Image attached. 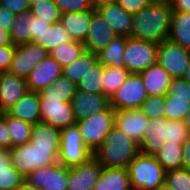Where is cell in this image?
<instances>
[{"instance_id": "obj_1", "label": "cell", "mask_w": 190, "mask_h": 190, "mask_svg": "<svg viewBox=\"0 0 190 190\" xmlns=\"http://www.w3.org/2000/svg\"><path fill=\"white\" fill-rule=\"evenodd\" d=\"M172 14L169 0H155L133 14L131 37L156 44L165 41L169 36Z\"/></svg>"}, {"instance_id": "obj_2", "label": "cell", "mask_w": 190, "mask_h": 190, "mask_svg": "<svg viewBox=\"0 0 190 190\" xmlns=\"http://www.w3.org/2000/svg\"><path fill=\"white\" fill-rule=\"evenodd\" d=\"M138 154V143L114 126L93 156L102 168H127Z\"/></svg>"}, {"instance_id": "obj_3", "label": "cell", "mask_w": 190, "mask_h": 190, "mask_svg": "<svg viewBox=\"0 0 190 190\" xmlns=\"http://www.w3.org/2000/svg\"><path fill=\"white\" fill-rule=\"evenodd\" d=\"M132 190H157L165 183V170L152 155L139 153L127 166Z\"/></svg>"}, {"instance_id": "obj_4", "label": "cell", "mask_w": 190, "mask_h": 190, "mask_svg": "<svg viewBox=\"0 0 190 190\" xmlns=\"http://www.w3.org/2000/svg\"><path fill=\"white\" fill-rule=\"evenodd\" d=\"M85 145L93 153L102 146L115 124V110L109 105L105 110L75 122Z\"/></svg>"}, {"instance_id": "obj_5", "label": "cell", "mask_w": 190, "mask_h": 190, "mask_svg": "<svg viewBox=\"0 0 190 190\" xmlns=\"http://www.w3.org/2000/svg\"><path fill=\"white\" fill-rule=\"evenodd\" d=\"M41 121L63 129L75 124L71 99L73 95L39 94Z\"/></svg>"}, {"instance_id": "obj_6", "label": "cell", "mask_w": 190, "mask_h": 190, "mask_svg": "<svg viewBox=\"0 0 190 190\" xmlns=\"http://www.w3.org/2000/svg\"><path fill=\"white\" fill-rule=\"evenodd\" d=\"M93 152L85 145L76 124L60 129L58 162L72 168L86 162Z\"/></svg>"}, {"instance_id": "obj_7", "label": "cell", "mask_w": 190, "mask_h": 190, "mask_svg": "<svg viewBox=\"0 0 190 190\" xmlns=\"http://www.w3.org/2000/svg\"><path fill=\"white\" fill-rule=\"evenodd\" d=\"M158 44L126 37L123 53L124 68L130 73H140L157 63Z\"/></svg>"}, {"instance_id": "obj_8", "label": "cell", "mask_w": 190, "mask_h": 190, "mask_svg": "<svg viewBox=\"0 0 190 190\" xmlns=\"http://www.w3.org/2000/svg\"><path fill=\"white\" fill-rule=\"evenodd\" d=\"M157 63L173 78H182L190 63V50L169 39L158 44Z\"/></svg>"}, {"instance_id": "obj_9", "label": "cell", "mask_w": 190, "mask_h": 190, "mask_svg": "<svg viewBox=\"0 0 190 190\" xmlns=\"http://www.w3.org/2000/svg\"><path fill=\"white\" fill-rule=\"evenodd\" d=\"M68 167L59 162L40 167L25 177V184L39 190H67Z\"/></svg>"}, {"instance_id": "obj_10", "label": "cell", "mask_w": 190, "mask_h": 190, "mask_svg": "<svg viewBox=\"0 0 190 190\" xmlns=\"http://www.w3.org/2000/svg\"><path fill=\"white\" fill-rule=\"evenodd\" d=\"M148 97L139 73H130L125 83L110 98L114 110L140 108Z\"/></svg>"}, {"instance_id": "obj_11", "label": "cell", "mask_w": 190, "mask_h": 190, "mask_svg": "<svg viewBox=\"0 0 190 190\" xmlns=\"http://www.w3.org/2000/svg\"><path fill=\"white\" fill-rule=\"evenodd\" d=\"M47 56H49L48 51L34 43L15 45V52L8 72L26 79Z\"/></svg>"}, {"instance_id": "obj_12", "label": "cell", "mask_w": 190, "mask_h": 190, "mask_svg": "<svg viewBox=\"0 0 190 190\" xmlns=\"http://www.w3.org/2000/svg\"><path fill=\"white\" fill-rule=\"evenodd\" d=\"M102 171L94 156L78 166L68 168L67 190H93Z\"/></svg>"}, {"instance_id": "obj_13", "label": "cell", "mask_w": 190, "mask_h": 190, "mask_svg": "<svg viewBox=\"0 0 190 190\" xmlns=\"http://www.w3.org/2000/svg\"><path fill=\"white\" fill-rule=\"evenodd\" d=\"M148 121L149 118L140 110V108L115 110L114 126L138 144L145 135Z\"/></svg>"}, {"instance_id": "obj_14", "label": "cell", "mask_w": 190, "mask_h": 190, "mask_svg": "<svg viewBox=\"0 0 190 190\" xmlns=\"http://www.w3.org/2000/svg\"><path fill=\"white\" fill-rule=\"evenodd\" d=\"M95 10L109 24L117 36L131 37L133 14L125 11L114 0L98 6Z\"/></svg>"}, {"instance_id": "obj_15", "label": "cell", "mask_w": 190, "mask_h": 190, "mask_svg": "<svg viewBox=\"0 0 190 190\" xmlns=\"http://www.w3.org/2000/svg\"><path fill=\"white\" fill-rule=\"evenodd\" d=\"M116 37L109 24L95 10L91 15L88 35L83 42L85 50L97 54Z\"/></svg>"}, {"instance_id": "obj_16", "label": "cell", "mask_w": 190, "mask_h": 190, "mask_svg": "<svg viewBox=\"0 0 190 190\" xmlns=\"http://www.w3.org/2000/svg\"><path fill=\"white\" fill-rule=\"evenodd\" d=\"M62 75L61 66L49 55L26 78L30 92H41Z\"/></svg>"}, {"instance_id": "obj_17", "label": "cell", "mask_w": 190, "mask_h": 190, "mask_svg": "<svg viewBox=\"0 0 190 190\" xmlns=\"http://www.w3.org/2000/svg\"><path fill=\"white\" fill-rule=\"evenodd\" d=\"M109 105L110 99L103 93L91 94L78 89L71 99V106L76 121L101 112Z\"/></svg>"}, {"instance_id": "obj_18", "label": "cell", "mask_w": 190, "mask_h": 190, "mask_svg": "<svg viewBox=\"0 0 190 190\" xmlns=\"http://www.w3.org/2000/svg\"><path fill=\"white\" fill-rule=\"evenodd\" d=\"M166 139H168V120L164 117L149 119L145 135L138 144L139 153L154 156Z\"/></svg>"}, {"instance_id": "obj_19", "label": "cell", "mask_w": 190, "mask_h": 190, "mask_svg": "<svg viewBox=\"0 0 190 190\" xmlns=\"http://www.w3.org/2000/svg\"><path fill=\"white\" fill-rule=\"evenodd\" d=\"M26 92H28L26 79L9 72H0V111L6 112Z\"/></svg>"}, {"instance_id": "obj_20", "label": "cell", "mask_w": 190, "mask_h": 190, "mask_svg": "<svg viewBox=\"0 0 190 190\" xmlns=\"http://www.w3.org/2000/svg\"><path fill=\"white\" fill-rule=\"evenodd\" d=\"M10 116L27 123L41 121L40 97L38 92H26L11 108L6 111Z\"/></svg>"}, {"instance_id": "obj_21", "label": "cell", "mask_w": 190, "mask_h": 190, "mask_svg": "<svg viewBox=\"0 0 190 190\" xmlns=\"http://www.w3.org/2000/svg\"><path fill=\"white\" fill-rule=\"evenodd\" d=\"M148 96H165L172 78L158 64L151 65L139 73Z\"/></svg>"}, {"instance_id": "obj_22", "label": "cell", "mask_w": 190, "mask_h": 190, "mask_svg": "<svg viewBox=\"0 0 190 190\" xmlns=\"http://www.w3.org/2000/svg\"><path fill=\"white\" fill-rule=\"evenodd\" d=\"M25 177L12 166L10 148L0 150V190H20Z\"/></svg>"}, {"instance_id": "obj_23", "label": "cell", "mask_w": 190, "mask_h": 190, "mask_svg": "<svg viewBox=\"0 0 190 190\" xmlns=\"http://www.w3.org/2000/svg\"><path fill=\"white\" fill-rule=\"evenodd\" d=\"M94 11L62 13L59 23L69 33L72 40L84 42L88 35L90 19Z\"/></svg>"}, {"instance_id": "obj_24", "label": "cell", "mask_w": 190, "mask_h": 190, "mask_svg": "<svg viewBox=\"0 0 190 190\" xmlns=\"http://www.w3.org/2000/svg\"><path fill=\"white\" fill-rule=\"evenodd\" d=\"M29 143L35 145V148L59 149L60 129L42 121L35 123Z\"/></svg>"}, {"instance_id": "obj_25", "label": "cell", "mask_w": 190, "mask_h": 190, "mask_svg": "<svg viewBox=\"0 0 190 190\" xmlns=\"http://www.w3.org/2000/svg\"><path fill=\"white\" fill-rule=\"evenodd\" d=\"M93 190H132L127 168H103Z\"/></svg>"}, {"instance_id": "obj_26", "label": "cell", "mask_w": 190, "mask_h": 190, "mask_svg": "<svg viewBox=\"0 0 190 190\" xmlns=\"http://www.w3.org/2000/svg\"><path fill=\"white\" fill-rule=\"evenodd\" d=\"M168 39L190 50V13L173 11Z\"/></svg>"}, {"instance_id": "obj_27", "label": "cell", "mask_w": 190, "mask_h": 190, "mask_svg": "<svg viewBox=\"0 0 190 190\" xmlns=\"http://www.w3.org/2000/svg\"><path fill=\"white\" fill-rule=\"evenodd\" d=\"M126 45V36H117L107 47L97 53L98 62L106 66L124 68L123 53Z\"/></svg>"}, {"instance_id": "obj_28", "label": "cell", "mask_w": 190, "mask_h": 190, "mask_svg": "<svg viewBox=\"0 0 190 190\" xmlns=\"http://www.w3.org/2000/svg\"><path fill=\"white\" fill-rule=\"evenodd\" d=\"M12 166L24 177L35 170L34 145L25 143L22 146L10 148Z\"/></svg>"}, {"instance_id": "obj_29", "label": "cell", "mask_w": 190, "mask_h": 190, "mask_svg": "<svg viewBox=\"0 0 190 190\" xmlns=\"http://www.w3.org/2000/svg\"><path fill=\"white\" fill-rule=\"evenodd\" d=\"M71 40L69 33L64 27L60 23H56L52 24L38 36V39L33 40L31 43L41 46L49 53L59 45L68 43Z\"/></svg>"}, {"instance_id": "obj_30", "label": "cell", "mask_w": 190, "mask_h": 190, "mask_svg": "<svg viewBox=\"0 0 190 190\" xmlns=\"http://www.w3.org/2000/svg\"><path fill=\"white\" fill-rule=\"evenodd\" d=\"M182 144L168 143L166 141L155 153L154 157L165 171L183 168Z\"/></svg>"}, {"instance_id": "obj_31", "label": "cell", "mask_w": 190, "mask_h": 190, "mask_svg": "<svg viewBox=\"0 0 190 190\" xmlns=\"http://www.w3.org/2000/svg\"><path fill=\"white\" fill-rule=\"evenodd\" d=\"M85 51L83 42L71 40L68 43L54 48L49 52V55L61 66V68H64L76 61Z\"/></svg>"}, {"instance_id": "obj_32", "label": "cell", "mask_w": 190, "mask_h": 190, "mask_svg": "<svg viewBox=\"0 0 190 190\" xmlns=\"http://www.w3.org/2000/svg\"><path fill=\"white\" fill-rule=\"evenodd\" d=\"M97 61V54L85 51L76 61L62 68V76L77 85Z\"/></svg>"}, {"instance_id": "obj_33", "label": "cell", "mask_w": 190, "mask_h": 190, "mask_svg": "<svg viewBox=\"0 0 190 190\" xmlns=\"http://www.w3.org/2000/svg\"><path fill=\"white\" fill-rule=\"evenodd\" d=\"M130 72L121 67L106 66L104 67L102 81V93L109 99L125 83Z\"/></svg>"}, {"instance_id": "obj_34", "label": "cell", "mask_w": 190, "mask_h": 190, "mask_svg": "<svg viewBox=\"0 0 190 190\" xmlns=\"http://www.w3.org/2000/svg\"><path fill=\"white\" fill-rule=\"evenodd\" d=\"M6 123L11 136V148L22 146L30 141L33 127L32 123H27L12 117L7 112Z\"/></svg>"}, {"instance_id": "obj_35", "label": "cell", "mask_w": 190, "mask_h": 190, "mask_svg": "<svg viewBox=\"0 0 190 190\" xmlns=\"http://www.w3.org/2000/svg\"><path fill=\"white\" fill-rule=\"evenodd\" d=\"M31 11L16 15L10 29V41L13 45L30 43V17Z\"/></svg>"}, {"instance_id": "obj_36", "label": "cell", "mask_w": 190, "mask_h": 190, "mask_svg": "<svg viewBox=\"0 0 190 190\" xmlns=\"http://www.w3.org/2000/svg\"><path fill=\"white\" fill-rule=\"evenodd\" d=\"M103 72L104 66L97 61L78 82L77 89L91 94L102 93Z\"/></svg>"}, {"instance_id": "obj_37", "label": "cell", "mask_w": 190, "mask_h": 190, "mask_svg": "<svg viewBox=\"0 0 190 190\" xmlns=\"http://www.w3.org/2000/svg\"><path fill=\"white\" fill-rule=\"evenodd\" d=\"M190 109V98L165 95L164 118L167 120H184Z\"/></svg>"}, {"instance_id": "obj_38", "label": "cell", "mask_w": 190, "mask_h": 190, "mask_svg": "<svg viewBox=\"0 0 190 190\" xmlns=\"http://www.w3.org/2000/svg\"><path fill=\"white\" fill-rule=\"evenodd\" d=\"M33 15L51 24L59 23L62 12L56 6L54 0H42L30 7Z\"/></svg>"}, {"instance_id": "obj_39", "label": "cell", "mask_w": 190, "mask_h": 190, "mask_svg": "<svg viewBox=\"0 0 190 190\" xmlns=\"http://www.w3.org/2000/svg\"><path fill=\"white\" fill-rule=\"evenodd\" d=\"M165 183L173 190H190V169L180 168L166 171Z\"/></svg>"}, {"instance_id": "obj_40", "label": "cell", "mask_w": 190, "mask_h": 190, "mask_svg": "<svg viewBox=\"0 0 190 190\" xmlns=\"http://www.w3.org/2000/svg\"><path fill=\"white\" fill-rule=\"evenodd\" d=\"M165 96H148L142 103L140 110L149 118H163Z\"/></svg>"}, {"instance_id": "obj_41", "label": "cell", "mask_w": 190, "mask_h": 190, "mask_svg": "<svg viewBox=\"0 0 190 190\" xmlns=\"http://www.w3.org/2000/svg\"><path fill=\"white\" fill-rule=\"evenodd\" d=\"M76 90L77 85L61 75L51 86L46 87L39 94L74 95Z\"/></svg>"}, {"instance_id": "obj_42", "label": "cell", "mask_w": 190, "mask_h": 190, "mask_svg": "<svg viewBox=\"0 0 190 190\" xmlns=\"http://www.w3.org/2000/svg\"><path fill=\"white\" fill-rule=\"evenodd\" d=\"M62 13H79L95 10L90 0H54Z\"/></svg>"}, {"instance_id": "obj_43", "label": "cell", "mask_w": 190, "mask_h": 190, "mask_svg": "<svg viewBox=\"0 0 190 190\" xmlns=\"http://www.w3.org/2000/svg\"><path fill=\"white\" fill-rule=\"evenodd\" d=\"M189 135L183 120H168V143H183Z\"/></svg>"}, {"instance_id": "obj_44", "label": "cell", "mask_w": 190, "mask_h": 190, "mask_svg": "<svg viewBox=\"0 0 190 190\" xmlns=\"http://www.w3.org/2000/svg\"><path fill=\"white\" fill-rule=\"evenodd\" d=\"M34 156H35V170L51 165L58 162L59 149H42L35 148L34 145Z\"/></svg>"}, {"instance_id": "obj_45", "label": "cell", "mask_w": 190, "mask_h": 190, "mask_svg": "<svg viewBox=\"0 0 190 190\" xmlns=\"http://www.w3.org/2000/svg\"><path fill=\"white\" fill-rule=\"evenodd\" d=\"M167 95L171 97L190 98V84L183 78H173Z\"/></svg>"}, {"instance_id": "obj_46", "label": "cell", "mask_w": 190, "mask_h": 190, "mask_svg": "<svg viewBox=\"0 0 190 190\" xmlns=\"http://www.w3.org/2000/svg\"><path fill=\"white\" fill-rule=\"evenodd\" d=\"M29 20H30V42H32L35 39H38V36L52 25L46 20L36 17L32 13L30 14Z\"/></svg>"}, {"instance_id": "obj_47", "label": "cell", "mask_w": 190, "mask_h": 190, "mask_svg": "<svg viewBox=\"0 0 190 190\" xmlns=\"http://www.w3.org/2000/svg\"><path fill=\"white\" fill-rule=\"evenodd\" d=\"M125 11L134 14L142 8L151 5L155 0H114Z\"/></svg>"}, {"instance_id": "obj_48", "label": "cell", "mask_w": 190, "mask_h": 190, "mask_svg": "<svg viewBox=\"0 0 190 190\" xmlns=\"http://www.w3.org/2000/svg\"><path fill=\"white\" fill-rule=\"evenodd\" d=\"M15 52V45L0 46V72H8L13 54Z\"/></svg>"}, {"instance_id": "obj_49", "label": "cell", "mask_w": 190, "mask_h": 190, "mask_svg": "<svg viewBox=\"0 0 190 190\" xmlns=\"http://www.w3.org/2000/svg\"><path fill=\"white\" fill-rule=\"evenodd\" d=\"M0 5L7 8L15 15L30 11V4L28 0H0Z\"/></svg>"}, {"instance_id": "obj_50", "label": "cell", "mask_w": 190, "mask_h": 190, "mask_svg": "<svg viewBox=\"0 0 190 190\" xmlns=\"http://www.w3.org/2000/svg\"><path fill=\"white\" fill-rule=\"evenodd\" d=\"M0 147L11 148V136L6 123V112L0 115Z\"/></svg>"}, {"instance_id": "obj_51", "label": "cell", "mask_w": 190, "mask_h": 190, "mask_svg": "<svg viewBox=\"0 0 190 190\" xmlns=\"http://www.w3.org/2000/svg\"><path fill=\"white\" fill-rule=\"evenodd\" d=\"M15 18L16 15L13 12L0 5V28L3 31L10 32Z\"/></svg>"}, {"instance_id": "obj_52", "label": "cell", "mask_w": 190, "mask_h": 190, "mask_svg": "<svg viewBox=\"0 0 190 190\" xmlns=\"http://www.w3.org/2000/svg\"><path fill=\"white\" fill-rule=\"evenodd\" d=\"M183 168L190 169V135L182 144Z\"/></svg>"}, {"instance_id": "obj_53", "label": "cell", "mask_w": 190, "mask_h": 190, "mask_svg": "<svg viewBox=\"0 0 190 190\" xmlns=\"http://www.w3.org/2000/svg\"><path fill=\"white\" fill-rule=\"evenodd\" d=\"M173 11H184L190 13V0H169Z\"/></svg>"}, {"instance_id": "obj_54", "label": "cell", "mask_w": 190, "mask_h": 190, "mask_svg": "<svg viewBox=\"0 0 190 190\" xmlns=\"http://www.w3.org/2000/svg\"><path fill=\"white\" fill-rule=\"evenodd\" d=\"M10 44H11V41H10L9 32L3 31L0 28V46L10 45Z\"/></svg>"}, {"instance_id": "obj_55", "label": "cell", "mask_w": 190, "mask_h": 190, "mask_svg": "<svg viewBox=\"0 0 190 190\" xmlns=\"http://www.w3.org/2000/svg\"><path fill=\"white\" fill-rule=\"evenodd\" d=\"M90 1H91L93 8L96 9L98 6H100L102 4H106L113 0H90Z\"/></svg>"}, {"instance_id": "obj_56", "label": "cell", "mask_w": 190, "mask_h": 190, "mask_svg": "<svg viewBox=\"0 0 190 190\" xmlns=\"http://www.w3.org/2000/svg\"><path fill=\"white\" fill-rule=\"evenodd\" d=\"M183 121H184V124L186 126V129L188 130V132L190 134V109L187 112V114L185 115V118Z\"/></svg>"}, {"instance_id": "obj_57", "label": "cell", "mask_w": 190, "mask_h": 190, "mask_svg": "<svg viewBox=\"0 0 190 190\" xmlns=\"http://www.w3.org/2000/svg\"><path fill=\"white\" fill-rule=\"evenodd\" d=\"M182 78L190 84V63Z\"/></svg>"}, {"instance_id": "obj_58", "label": "cell", "mask_w": 190, "mask_h": 190, "mask_svg": "<svg viewBox=\"0 0 190 190\" xmlns=\"http://www.w3.org/2000/svg\"><path fill=\"white\" fill-rule=\"evenodd\" d=\"M157 190H173L166 183L160 185Z\"/></svg>"}, {"instance_id": "obj_59", "label": "cell", "mask_w": 190, "mask_h": 190, "mask_svg": "<svg viewBox=\"0 0 190 190\" xmlns=\"http://www.w3.org/2000/svg\"><path fill=\"white\" fill-rule=\"evenodd\" d=\"M20 190H39V189L32 188V187H29L26 184H24V186Z\"/></svg>"}, {"instance_id": "obj_60", "label": "cell", "mask_w": 190, "mask_h": 190, "mask_svg": "<svg viewBox=\"0 0 190 190\" xmlns=\"http://www.w3.org/2000/svg\"><path fill=\"white\" fill-rule=\"evenodd\" d=\"M42 0H28L29 4H30V7L33 5V4H36L38 2H41Z\"/></svg>"}]
</instances>
